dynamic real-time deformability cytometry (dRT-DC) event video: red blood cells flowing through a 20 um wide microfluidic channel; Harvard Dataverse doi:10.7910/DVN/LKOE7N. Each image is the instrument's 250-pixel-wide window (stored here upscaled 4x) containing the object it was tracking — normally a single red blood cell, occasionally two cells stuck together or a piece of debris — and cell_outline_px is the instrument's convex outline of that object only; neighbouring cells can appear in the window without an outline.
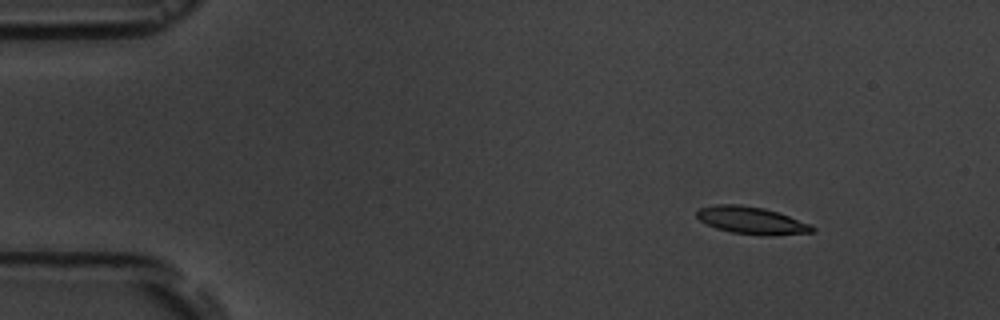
{"species": "common noctule bat (a hibernating species)", "species_latin": "Nyctalus noctula", "temperature_condition": "room temperature", "stored_images_in_passage": 5, "camera_frame_rate_fps": 3000, "um_per_image_px": 0.085, "animal": {"sex": "male", "body_mass_g": 19.5, "forearm_length_mm": 54.6}, "frame": {"image": 1, "passage_image": 2, "time_ms": 1.333, "image_size_px": [1000, 320], "cell_outline_px": [[816, 228], [812, 232], [772, 236], [760, 236], [732, 232], [716, 228], [700, 220], [696, 216], [696, 208], [716, 204], [740, 204], [764, 208], [812, 224]], "centroid_in_image_um": [63.87, 18.73], "position_along_channel_um": 21.1, "area_um2": 18.55}}
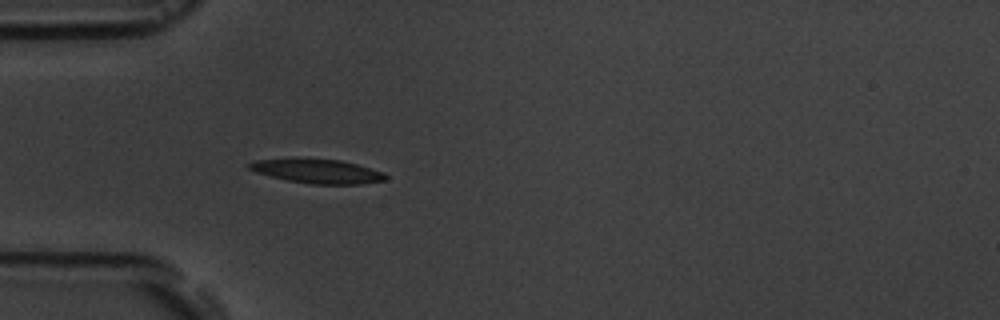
{"frame": {"image": 2, "passage_image": 5, "time_ms": 4.667, "image_size_px": [1000, 320], "cell_outline_px": [[388, 176], [384, 180], [360, 184], [308, 184], [288, 180], [256, 172], [248, 168], [248, 164], [256, 160], [296, 156], [308, 156], [340, 160], [356, 164], [384, 172]], "centroid_in_image_um": [26.93, 14.5], "position_along_channel_um": 58.1, "area_um2": 19.83}}